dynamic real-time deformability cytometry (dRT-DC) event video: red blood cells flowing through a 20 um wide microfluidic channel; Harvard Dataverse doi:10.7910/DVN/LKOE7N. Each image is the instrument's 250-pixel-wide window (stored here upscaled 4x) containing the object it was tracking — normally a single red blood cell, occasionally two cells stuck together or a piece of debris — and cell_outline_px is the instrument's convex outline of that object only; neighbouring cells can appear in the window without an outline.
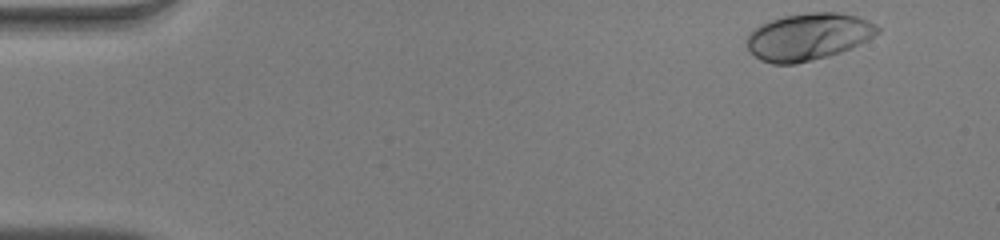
{"species": "human", "species_latin": "Homo sapiens", "temperature_condition": "warm", "stored_images_in_passage": 48, "camera_frame_rate_fps": 3000, "um_per_image_px": 0.085, "donor": {"sex": "male"}, "frame": {"image": 1, "passage_image": 1, "time_ms": 0.0, "image_size_px": [1000, 240], "cell_outline_px": [[880, 32], [840, 52], [828, 56], [796, 64], [772, 64], [760, 60], [748, 48], [748, 32], [752, 28], [760, 24], [784, 16], [812, 12], [836, 12], [856, 16], [868, 20], [880, 28]], "centroid_in_image_um": [68.66, 3.11], "position_along_channel_um": 16.3, "area_um2": 35.43}}
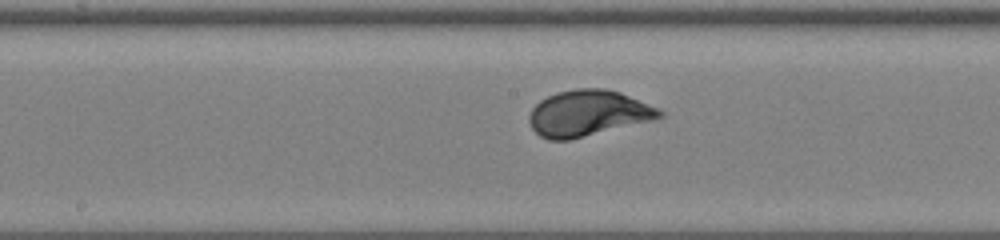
{"frame": {"image": 2, "passage_image": 24, "time_ms": 7.667, "image_size_px": [1000, 240], "cell_outline_px": [[664, 116], [652, 120], [568, 140], [548, 140], [540, 136], [532, 128], [528, 120], [528, 116], [532, 108], [540, 100], [556, 92], [576, 88], [604, 88], [620, 92], [656, 108], [664, 112]], "centroid_in_image_um": [49.93, 9.62], "position_along_channel_um": 198.3, "area_um2": 34.62}}
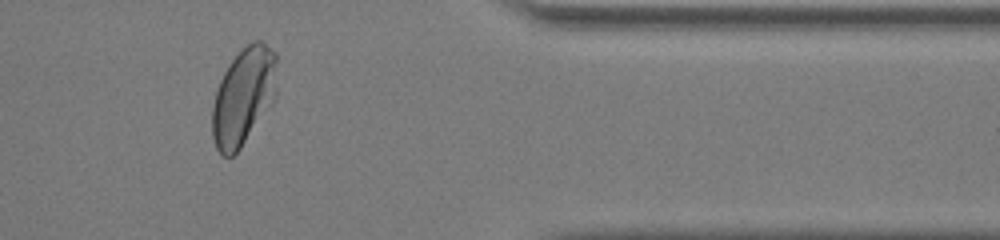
{"frame": {"image": 3, "passage_image": 40, "time_ms": 13.0, "image_size_px": [1000, 240], "cell_outline_px": [[276, 96], [272, 104], [240, 148], [232, 156], [220, 156], [216, 148], [212, 136], [212, 108], [216, 92], [220, 80], [228, 64], [252, 40], [260, 40], [276, 52]], "centroid_in_image_um": [20.69, 8.2], "position_along_channel_um": 390.7, "area_um2": 36.65}, "authors_computed_cell_mechanics": {"area_um2": 34.3332, "velocity_mm_per_s": 3.9716, "shape_relaxation_time_tau1_ms": 2.2846, "shape_relaxation_time_tau2_ms": null, "deformation_change_tau1": 0.1712, "deformation_change_tau2": null}}